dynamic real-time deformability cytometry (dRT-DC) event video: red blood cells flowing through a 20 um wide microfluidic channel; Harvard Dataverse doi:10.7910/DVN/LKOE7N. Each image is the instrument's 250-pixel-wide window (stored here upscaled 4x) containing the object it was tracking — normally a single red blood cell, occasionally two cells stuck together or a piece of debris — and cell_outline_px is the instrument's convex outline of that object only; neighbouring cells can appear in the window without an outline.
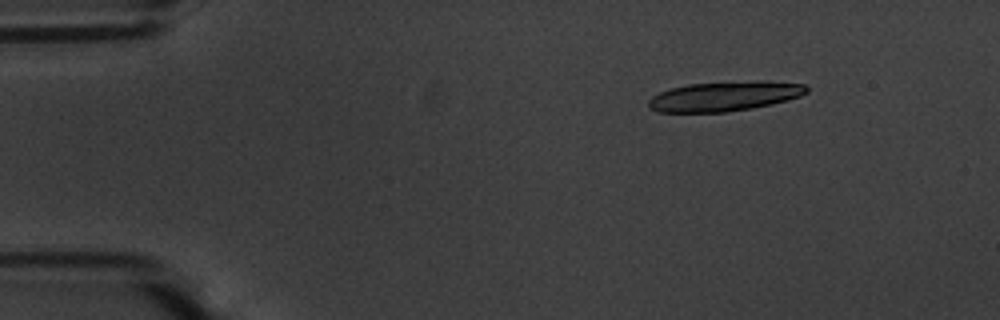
{"species": "common noctule bat (a hibernating species)", "species_latin": "Nyctalus noctula", "temperature_condition": "warm", "stored_images_in_passage": 15, "camera_frame_rate_fps": 3000, "um_per_image_px": 0.085, "animal": {"sex": "male", "body_mass_g": 20.1, "forearm_length_mm": 53.5}, "frame": {"image": 1, "passage_image": 4, "time_ms": 1.0, "image_size_px": [1000, 320], "cell_outline_px": [[808, 92], [800, 96], [788, 100], [772, 104], [752, 108], [724, 112], [660, 112], [652, 108], [648, 104], [648, 100], [652, 96], [660, 92], [672, 88], [688, 84], [760, 80], [764, 80], [804, 84], [808, 88]], "centroid_in_image_um": [61.63, 8.17], "position_along_channel_um": 23.4, "area_um2": 27.34}}